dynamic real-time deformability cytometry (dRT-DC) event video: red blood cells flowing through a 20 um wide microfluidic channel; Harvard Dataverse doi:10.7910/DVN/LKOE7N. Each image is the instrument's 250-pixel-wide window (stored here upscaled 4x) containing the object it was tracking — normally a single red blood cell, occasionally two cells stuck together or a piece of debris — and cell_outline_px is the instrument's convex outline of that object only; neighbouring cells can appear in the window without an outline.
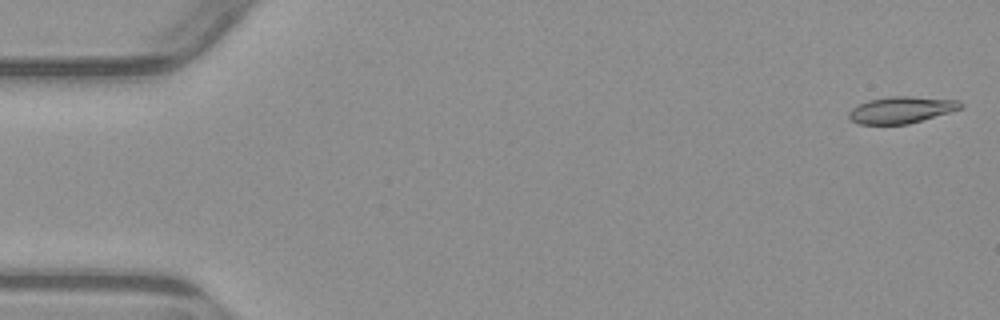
{"species": "common noctule bat (a hibernating species)", "species_latin": "Nyctalus noctula", "temperature_condition": "warm", "stored_images_in_passage": 6, "segment_of_instrument_passage": [1, 2], "camera_frame_rate_fps": 3000, "um_per_image_px": 0.085, "animal": {"sex": "male", "body_mass_g": 23.1, "forearm_length_mm": 52.7}, "frame": {"image": 1, "passage_image": 1, "time_ms": 0.0, "image_size_px": [1000, 320], "cell_outline_px": [[964, 104], [960, 108], [948, 112], [908, 124], [856, 124], [848, 120], [848, 112], [852, 108], [868, 100], [888, 96], [912, 96], [960, 100]], "centroid_in_image_um": [76.56, 9.33], "position_along_channel_um": 8.4, "area_um2": 17.4}}
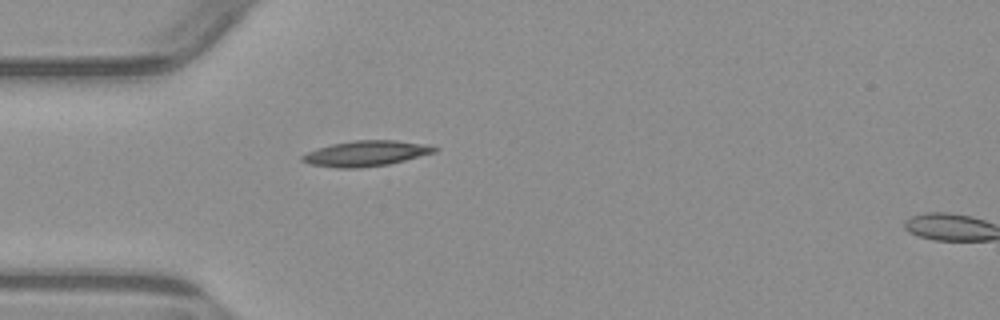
{"frame": {"image": 2, "passage_image": 5, "time_ms": 4.667, "image_size_px": [1000, 320], "cell_outline_px": [[440, 148], [436, 152], [388, 164], [360, 168], [336, 168], [308, 164], [300, 160], [300, 156], [308, 152], [332, 144], [352, 140], [396, 140], [428, 144]], "centroid_in_image_um": [31.12, 13.04], "position_along_channel_um": 53.9, "area_um2": 19.71}}